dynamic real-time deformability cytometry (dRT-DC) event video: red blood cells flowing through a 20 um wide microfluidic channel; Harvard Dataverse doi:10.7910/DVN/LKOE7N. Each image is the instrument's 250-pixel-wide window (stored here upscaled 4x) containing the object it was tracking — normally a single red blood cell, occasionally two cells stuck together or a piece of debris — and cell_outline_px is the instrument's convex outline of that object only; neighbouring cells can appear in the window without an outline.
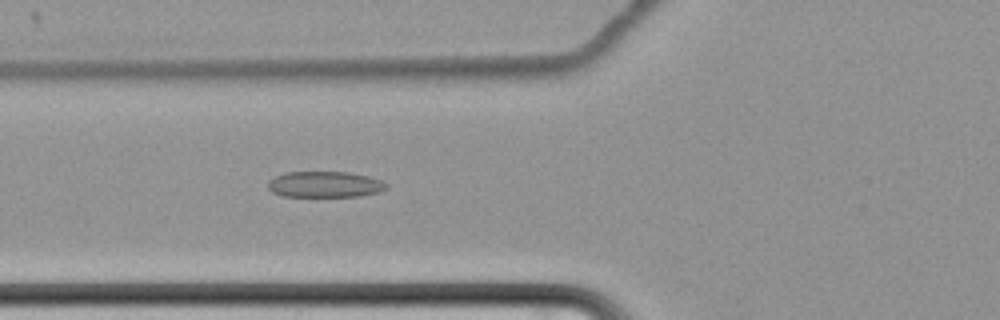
{"species": "common noctule bat (a hibernating species)", "species_latin": "Nyctalus noctula", "temperature_condition": "cold", "stored_images_in_passage": 65, "camera_frame_rate_fps": 3000, "um_per_image_px": 0.085, "animal": {"sex": "female", "body_mass_g": 22.7, "forearm_length_mm": 54.2}, "frame": {"image": 1, "passage_image": 28, "time_ms": 9.0, "image_size_px": [1000, 320], "cell_outline_px": [[388, 188], [380, 192], [360, 196], [284, 196], [272, 192], [268, 188], [268, 180], [284, 172], [348, 172], [368, 176], [380, 180], [388, 184]], "centroid_in_image_um": [27.62, 15.67], "position_along_channel_um": 98.2, "area_um2": 17.98}}
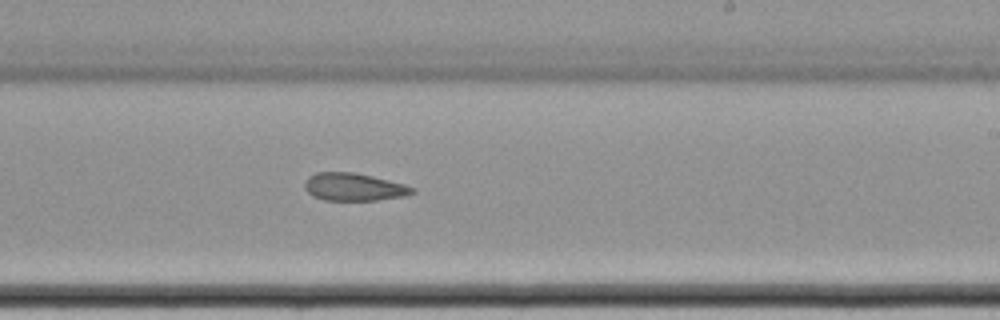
{"frame": {"image": 2, "passage_image": 42, "time_ms": 13.667, "image_size_px": [1000, 320], "cell_outline_px": [[416, 192], [404, 196], [376, 200], [324, 200], [312, 196], [304, 188], [304, 184], [308, 176], [316, 172], [356, 172], [404, 184], [416, 188]], "centroid_in_image_um": [30.07, 15.89], "position_along_channel_um": 258.9, "area_um2": 17.46}}
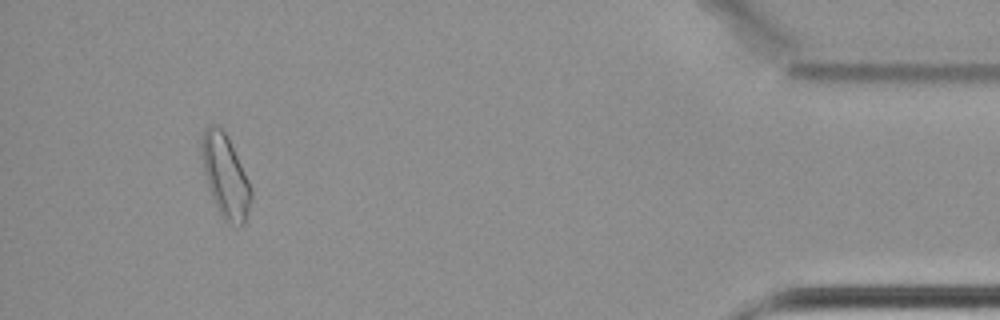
{"frame": {"image": 3, "passage_image": 61, "time_ms": 20.0, "image_size_px": [1000, 320], "cell_outline_px": [[252, 196], [244, 224], [228, 224], [224, 220], [212, 196], [208, 184], [204, 168], [200, 148], [204, 132], [212, 124], [220, 128], [224, 132], [252, 188]], "centroid_in_image_um": [19.16, 15.01], "position_along_channel_um": 416.0, "area_um2": 22.77}, "authors_computed_cell_mechanics": {"area_um2": 20.1144, "velocity_mm_per_s": 3.443, "shape_relaxation_time_tau1_ms": null, "shape_relaxation_time_tau2_ms": 2.6953, "deformation_change_tau1": null, "deformation_change_tau2": 0.1029}}